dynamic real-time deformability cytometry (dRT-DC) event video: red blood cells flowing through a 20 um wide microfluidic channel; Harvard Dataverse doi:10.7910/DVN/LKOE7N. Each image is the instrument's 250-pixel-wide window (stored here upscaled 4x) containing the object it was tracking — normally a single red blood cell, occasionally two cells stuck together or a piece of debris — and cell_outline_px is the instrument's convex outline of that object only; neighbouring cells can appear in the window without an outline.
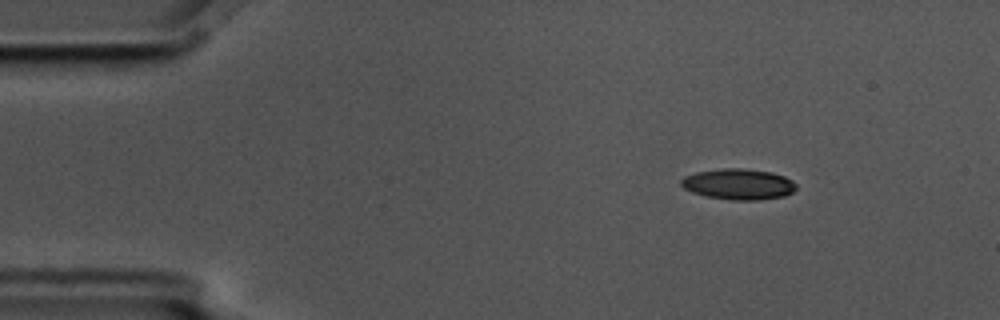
{"species": "common noctule bat (a hibernating species)", "species_latin": "Nyctalus noctula", "temperature_condition": "cold", "stored_images_in_passage": 9, "camera_frame_rate_fps": 3000, "um_per_image_px": 0.085, "animal": {"sex": "male", "body_mass_g": 17.5, "forearm_length_mm": 52.3}, "frame": {"image": 1, "passage_image": 1, "time_ms": 0.0, "image_size_px": [1000, 320], "cell_outline_px": [[796, 188], [792, 192], [784, 196], [756, 200], [732, 200], [708, 196], [692, 192], [684, 188], [680, 184], [680, 180], [684, 176], [696, 172], [724, 168], [744, 168], [772, 172], [784, 176], [792, 180], [796, 184]], "centroid_in_image_um": [62.77, 15.64], "position_along_channel_um": 22.2, "area_um2": 20.63}}
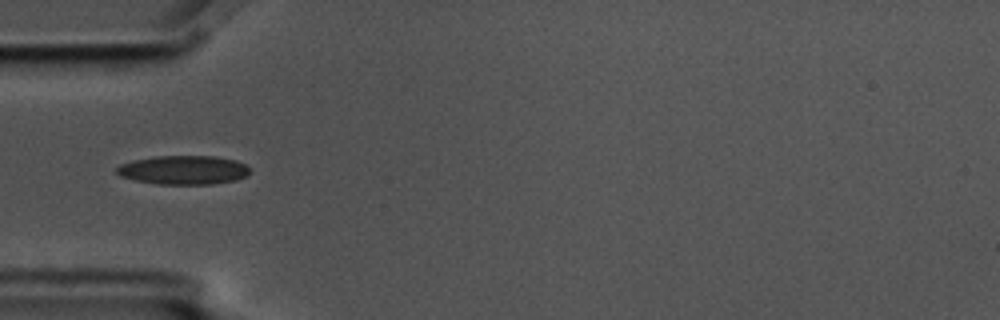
{"frame": {"image": 2, "passage_image": 4, "time_ms": 1.0, "image_size_px": [1000, 320], "cell_outline_px": [[248, 176], [236, 180], [212, 184], [156, 184], [136, 180], [120, 176], [116, 172], [116, 168], [120, 164], [132, 160], [156, 156], [216, 156], [236, 160], [244, 164], [248, 168]], "centroid_in_image_um": [15.59, 14.45], "position_along_channel_um": 69.4, "area_um2": 22.48}}